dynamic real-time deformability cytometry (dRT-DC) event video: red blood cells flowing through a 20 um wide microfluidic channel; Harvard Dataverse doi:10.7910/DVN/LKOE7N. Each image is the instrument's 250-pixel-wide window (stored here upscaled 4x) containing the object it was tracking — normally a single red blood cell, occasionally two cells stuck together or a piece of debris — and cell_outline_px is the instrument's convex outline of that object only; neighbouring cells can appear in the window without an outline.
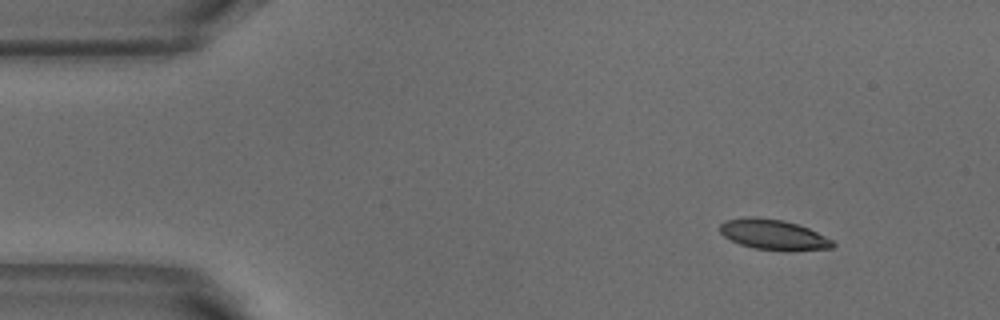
{"species": "common noctule bat (a hibernating species)", "species_latin": "Nyctalus noctula", "temperature_condition": "warm", "stored_images_in_passage": 47, "camera_frame_rate_fps": 3000, "um_per_image_px": 0.085, "animal": {"sex": "male", "body_mass_g": 18.8}, "frame": {"image": 1, "passage_image": 1, "time_ms": 0.0, "image_size_px": [1000, 320], "cell_outline_px": [[836, 244], [832, 248], [788, 252], [756, 248], [740, 244], [724, 236], [720, 232], [720, 224], [724, 220], [744, 216], [756, 216], [784, 220], [808, 228], [832, 240]], "centroid_in_image_um": [65.73, 19.94], "position_along_channel_um": 19.3, "area_um2": 20.17}}
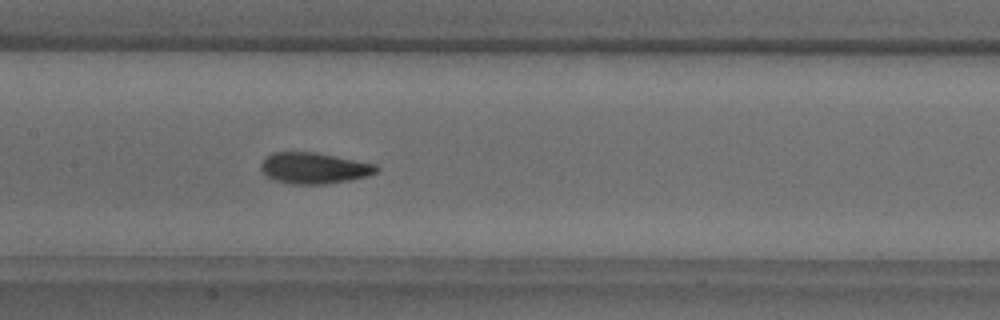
{"frame": {"image": 2, "passage_image": 20, "time_ms": 6.333, "image_size_px": [1000, 320], "cell_outline_px": [[380, 168], [376, 172], [368, 176], [328, 184], [288, 184], [272, 180], [260, 168], [260, 164], [272, 152], [316, 152], [376, 164]], "centroid_in_image_um": [26.7, 14.29], "position_along_channel_um": 180.7, "area_um2": 20.98}}
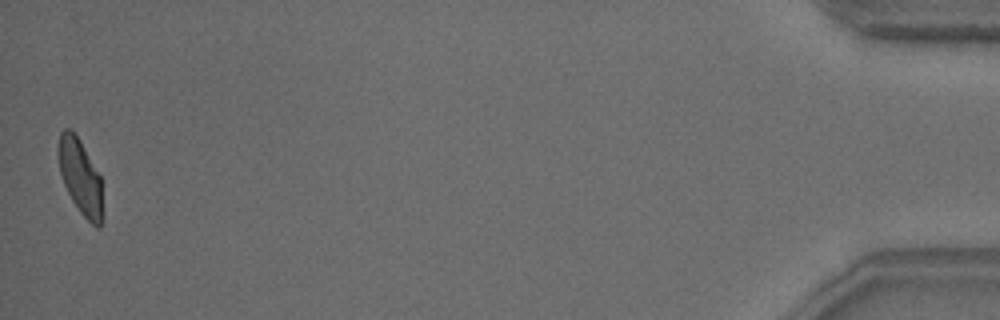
{"frame": {"image": 3, "passage_image": 47, "time_ms": 15.333, "image_size_px": [1000, 320], "cell_outline_px": [[104, 220], [100, 228], [96, 228], [80, 212], [72, 200], [64, 184], [60, 172], [56, 152], [56, 148], [60, 132], [64, 128], [72, 128], [80, 140], [100, 176], [104, 216]], "centroid_in_image_um": [6.83, 15.03], "position_along_channel_um": 428.4, "area_um2": 19.88}, "authors_computed_cell_mechanics": {"area_um2": 20.5768, "velocity_mm_per_s": 3.8189, "shape_relaxation_time_tau1_ms": 3.4409, "shape_relaxation_time_tau2_ms": 1.3478, "deformation_change_tau1": 0.1593, "deformation_change_tau2": 0.0647}}